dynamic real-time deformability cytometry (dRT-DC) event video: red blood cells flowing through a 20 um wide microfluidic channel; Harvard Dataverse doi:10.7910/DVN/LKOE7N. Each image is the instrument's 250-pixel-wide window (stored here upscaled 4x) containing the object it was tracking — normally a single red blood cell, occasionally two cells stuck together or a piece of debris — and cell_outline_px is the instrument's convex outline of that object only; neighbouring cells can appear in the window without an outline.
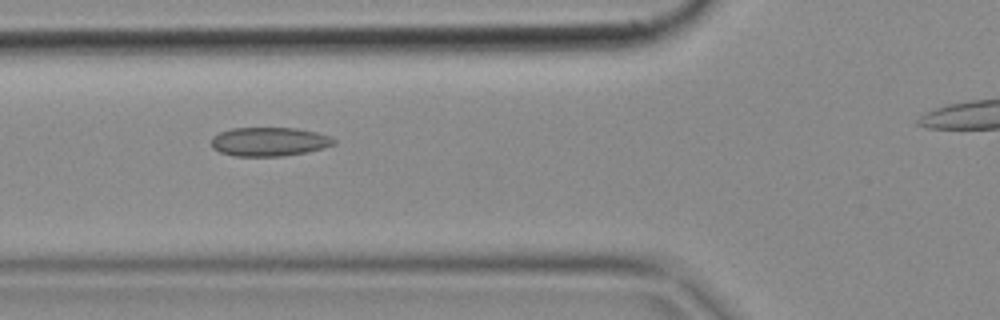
{"species": "common noctule bat (a hibernating species)", "species_latin": "Nyctalus noctula", "temperature_condition": "cold", "stored_images_in_passage": 4, "camera_frame_rate_fps": 3000, "um_per_image_px": 0.085, "animal": {"sex": "female", "body_mass_g": 18.4}, "frame": {"image": 1, "passage_image": 2, "time_ms": 0.333, "image_size_px": [1000, 320], "cell_outline_px": [[336, 144], [324, 148], [308, 152], [284, 156], [236, 156], [220, 152], [212, 148], [212, 136], [220, 132], [232, 128], [296, 128], [316, 132], [328, 136], [336, 140]], "centroid_in_image_um": [22.89, 12.05], "position_along_channel_um": 102.9, "area_um2": 20.69}}
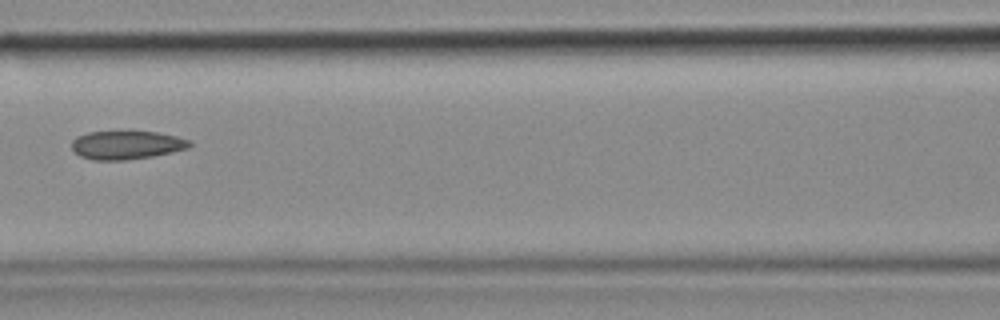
{"frame": {"image": 2, "passage_image": 3, "time_ms": 0.667, "image_size_px": [1000, 320], "cell_outline_px": [[192, 144], [188, 148], [172, 152], [152, 156], [124, 160], [92, 160], [80, 156], [72, 148], [72, 140], [76, 136], [88, 132], [156, 132], [176, 136], [192, 140]], "centroid_in_image_um": [10.76, 12.33], "position_along_channel_um": 155.8, "area_um2": 19.48}}